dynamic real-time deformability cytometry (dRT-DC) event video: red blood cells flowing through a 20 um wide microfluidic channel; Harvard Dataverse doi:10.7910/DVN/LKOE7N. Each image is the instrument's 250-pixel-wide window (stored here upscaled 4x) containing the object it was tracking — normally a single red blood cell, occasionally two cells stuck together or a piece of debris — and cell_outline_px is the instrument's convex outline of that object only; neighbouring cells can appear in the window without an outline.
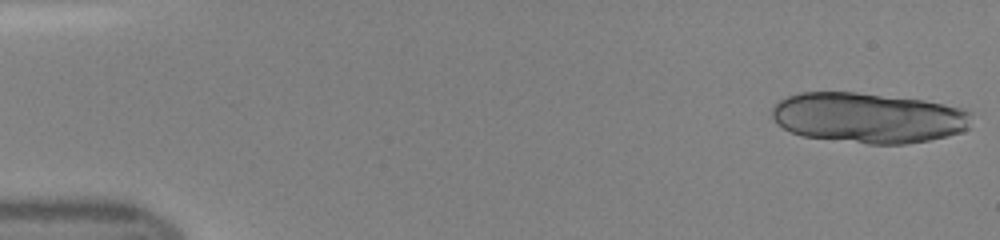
{"species": "human", "species_latin": "Homo sapiens", "temperature_condition": "room temperature", "stored_images_in_passage": 14, "camera_frame_rate_fps": 3000, "um_per_image_px": 0.085, "donor": {"sex": "female"}, "frame": {"image": 1, "passage_image": 1, "time_ms": 0.0, "image_size_px": [1000, 240], "cell_outline_px": [[972, 112], [968, 128], [964, 132], [948, 136], [928, 140], [904, 144], [868, 144], [804, 136], [792, 132], [776, 124], [772, 116], [772, 108], [780, 100], [788, 96], [800, 92], [856, 92], [924, 100], [964, 108]], "centroid_in_image_um": [73.83, 10.01], "position_along_channel_um": 11.2, "area_um2": 58.72}}